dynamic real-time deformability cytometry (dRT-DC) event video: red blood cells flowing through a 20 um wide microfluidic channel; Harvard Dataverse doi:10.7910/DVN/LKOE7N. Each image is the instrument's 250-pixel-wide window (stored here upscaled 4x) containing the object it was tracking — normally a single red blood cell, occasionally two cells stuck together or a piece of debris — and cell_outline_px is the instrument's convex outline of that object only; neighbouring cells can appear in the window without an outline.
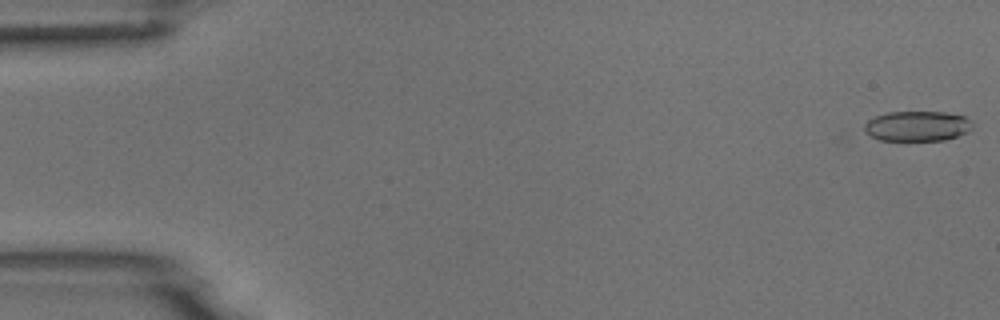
{"species": "common noctule bat (a hibernating species)", "species_latin": "Nyctalus noctula", "temperature_condition": "room temperature", "stored_images_in_passage": 5, "camera_frame_rate_fps": 3000, "um_per_image_px": 0.085, "animal": {"sex": "male", "body_mass_g": 18.8}, "frame": {"image": 1, "passage_image": 1, "time_ms": 0.0, "image_size_px": [1000, 320], "cell_outline_px": [[972, 128], [956, 136], [944, 140], [880, 140], [864, 132], [864, 124], [868, 120], [876, 116], [888, 112], [944, 112], [964, 116], [972, 124]], "centroid_in_image_um": [77.92, 10.71], "position_along_channel_um": 7.1, "area_um2": 18.73}}
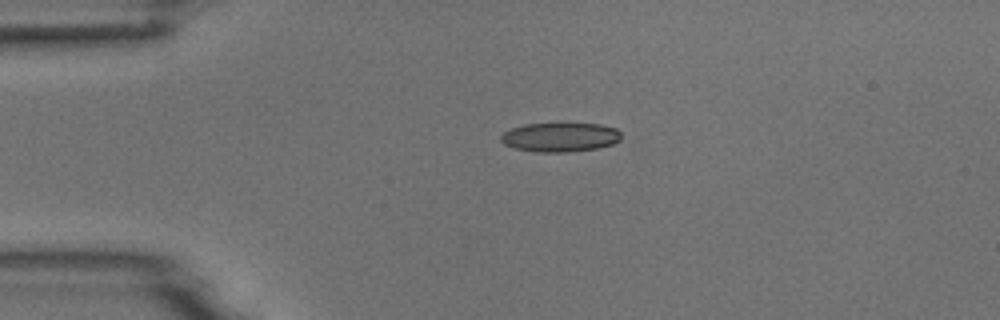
{"frame": {"image": 2, "passage_image": 4, "time_ms": 3.667, "image_size_px": [1000, 320], "cell_outline_px": [[620, 140], [612, 144], [596, 148], [568, 152], [536, 152], [516, 148], [504, 144], [500, 140], [500, 136], [504, 132], [512, 128], [524, 124], [600, 124], [616, 128], [620, 132]], "centroid_in_image_um": [47.6, 11.66], "position_along_channel_um": 37.4, "area_um2": 20.29}}